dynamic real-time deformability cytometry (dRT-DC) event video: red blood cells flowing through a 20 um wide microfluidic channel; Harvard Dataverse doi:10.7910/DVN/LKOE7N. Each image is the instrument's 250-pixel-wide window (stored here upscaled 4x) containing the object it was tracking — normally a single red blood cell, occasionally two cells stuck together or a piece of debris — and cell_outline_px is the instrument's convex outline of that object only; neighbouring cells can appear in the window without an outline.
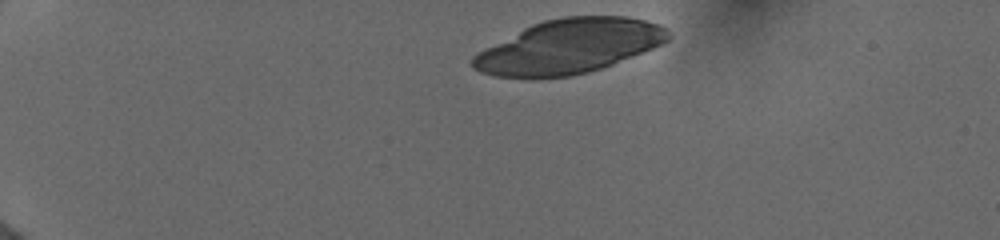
{"species": "human", "species_latin": "Homo sapiens", "temperature_condition": "cold", "stored_images_in_passage": 7, "camera_frame_rate_fps": 3000, "um_per_image_px": 0.085, "donor": {"sex": "female"}, "frame": {"image": 1, "passage_image": 1, "time_ms": 0.0, "image_size_px": [1000, 240], "cell_outline_px": [[672, 36], [664, 44], [612, 64], [588, 72], [572, 76], [492, 76], [480, 72], [472, 68], [472, 56], [524, 28], [532, 24], [544, 20], [564, 16], [628, 16], [644, 20], [668, 28]], "centroid_in_image_um": [48.43, 3.92], "position_along_channel_um": 36.6, "area_um2": 60.98}}